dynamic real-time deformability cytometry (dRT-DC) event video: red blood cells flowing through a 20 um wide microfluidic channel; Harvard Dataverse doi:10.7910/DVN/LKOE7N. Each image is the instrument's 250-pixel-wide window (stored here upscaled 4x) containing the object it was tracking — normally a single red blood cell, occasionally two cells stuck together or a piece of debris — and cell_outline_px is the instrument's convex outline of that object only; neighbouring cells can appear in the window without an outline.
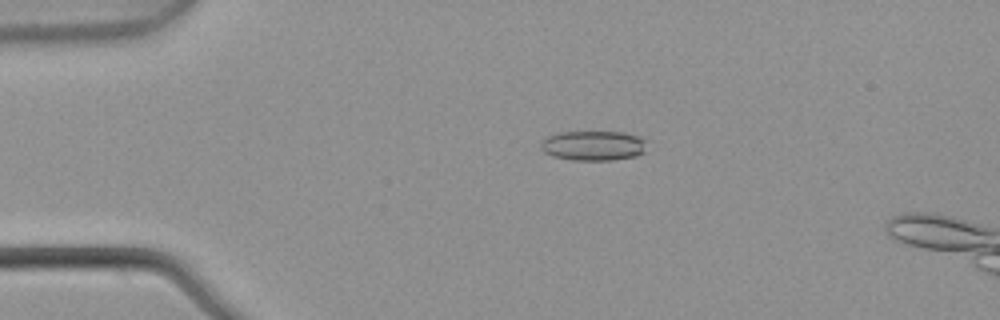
{"species": "common noctule bat (a hibernating species)", "species_latin": "Nyctalus noctula", "temperature_condition": "warm", "stored_images_in_passage": 4, "camera_frame_rate_fps": 3000, "um_per_image_px": 0.085, "animal": {"sex": "male", "body_mass_g": 21.5, "forearm_length_mm": 52.0}, "frame": {"image": 1, "passage_image": 2, "time_ms": 0.333, "image_size_px": [1000, 320], "cell_outline_px": [[648, 140], [644, 152], [636, 156], [612, 160], [572, 160], [552, 156], [544, 152], [540, 148], [540, 144], [548, 136], [560, 132], [624, 132], [640, 136]], "centroid_in_image_um": [50.47, 12.38], "position_along_channel_um": 34.5, "area_um2": 18.61}}